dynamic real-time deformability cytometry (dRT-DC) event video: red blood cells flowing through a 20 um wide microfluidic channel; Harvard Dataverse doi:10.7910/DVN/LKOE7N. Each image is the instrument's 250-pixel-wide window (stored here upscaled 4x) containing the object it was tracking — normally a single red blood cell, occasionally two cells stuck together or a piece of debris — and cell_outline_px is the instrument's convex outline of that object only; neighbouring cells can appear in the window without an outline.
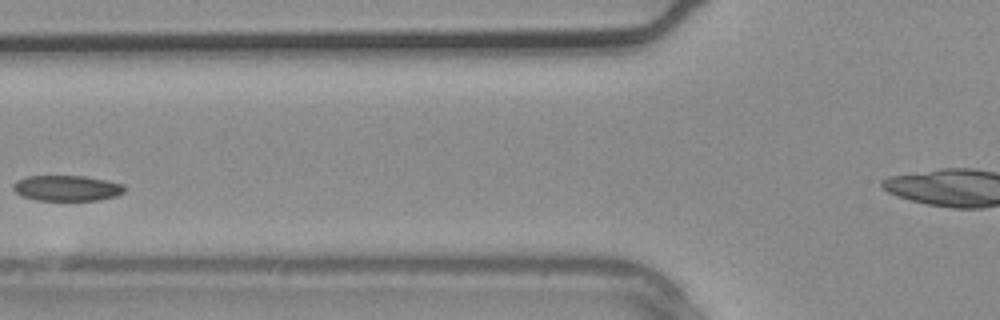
{"species": "common noctule bat (a hibernating species)", "species_latin": "Nyctalus noctula", "temperature_condition": "warm", "stored_images_in_passage": 4, "camera_frame_rate_fps": 3000, "um_per_image_px": 0.085, "animal": {"sex": "male", "body_mass_g": 20.4}, "frame": {"image": 1, "passage_image": 3, "time_ms": 0.667, "image_size_px": [1000, 320], "cell_outline_px": [[124, 192], [116, 196], [96, 200], [36, 200], [24, 196], [16, 192], [12, 188], [12, 184], [16, 180], [24, 176], [84, 176], [124, 184]], "centroid_in_image_um": [5.65, 15.98], "position_along_channel_um": 120.1, "area_um2": 16.53}}